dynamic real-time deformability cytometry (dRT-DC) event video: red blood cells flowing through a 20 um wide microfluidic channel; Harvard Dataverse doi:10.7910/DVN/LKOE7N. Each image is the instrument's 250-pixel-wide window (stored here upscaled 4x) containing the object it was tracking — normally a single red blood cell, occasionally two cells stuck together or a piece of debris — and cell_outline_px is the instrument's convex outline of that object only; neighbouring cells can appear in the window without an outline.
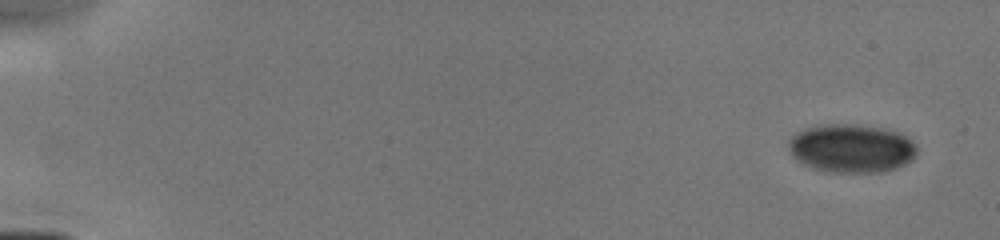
{"species": "human", "species_latin": "Homo sapiens", "temperature_condition": "cold", "stored_images_in_passage": 6, "camera_frame_rate_fps": 3000, "um_per_image_px": 0.085, "donor": {"sex": "male"}, "frame": {"image": 1, "passage_image": 1, "time_ms": 0.0, "image_size_px": [1000, 240], "cell_outline_px": [[916, 156], [912, 160], [896, 168], [884, 172], [824, 172], [800, 164], [792, 156], [788, 148], [788, 140], [796, 132], [808, 128], [828, 124], [852, 124], [884, 128], [896, 132], [912, 140], [916, 148]], "centroid_in_image_um": [72.34, 12.63], "position_along_channel_um": 12.7, "area_um2": 36.47}}
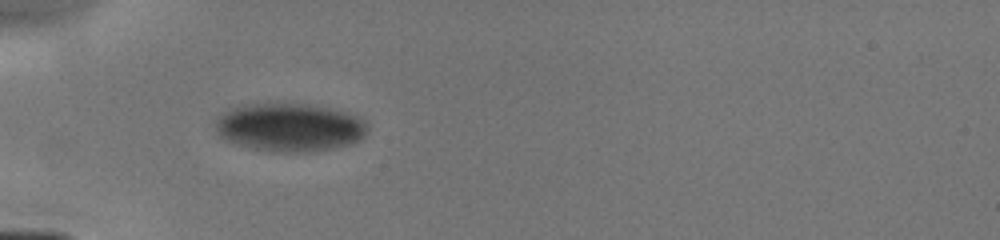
{"frame": {"image": 2, "passage_image": 5, "time_ms": 4.667, "image_size_px": [1000, 240], "cell_outline_px": [[368, 128], [364, 136], [348, 144], [332, 148], [308, 152], [272, 152], [224, 140], [216, 132], [212, 124], [216, 116], [228, 108], [248, 104], [308, 104], [332, 108], [356, 116], [364, 120], [368, 124]], "centroid_in_image_um": [24.55, 10.81], "position_along_channel_um": 60.4, "area_um2": 42.89}}